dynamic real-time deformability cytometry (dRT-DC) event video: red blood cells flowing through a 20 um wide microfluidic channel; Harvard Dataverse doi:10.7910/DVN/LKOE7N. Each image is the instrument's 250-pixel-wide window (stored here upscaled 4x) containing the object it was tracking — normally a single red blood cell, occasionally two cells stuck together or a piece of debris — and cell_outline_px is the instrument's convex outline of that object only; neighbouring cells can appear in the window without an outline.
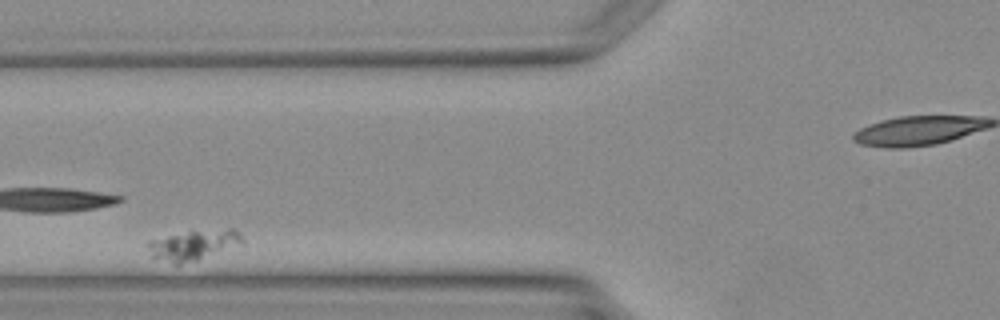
{"species": "Egyptian fruit bat (a non-hibernating species)", "species_latin": "Rousettus aegyptiacus", "temperature_condition": "warm", "stored_images_in_passage": 3, "camera_frame_rate_fps": 3000, "um_per_image_px": 0.085, "animal": {"sex": "female"}, "frame": {"image": 1, "passage_image": 2, "time_ms": 1.0, "image_size_px": [1000, 320], "cell_outline_px": [[244, 244], [196, 260], [180, 264], [176, 264], [152, 256], [144, 244], [148, 240], [192, 228], [232, 228], [240, 232], [244, 240]], "centroid_in_image_um": [16.46, 20.75], "position_along_channel_um": 109.3, "area_um2": 17.46}}